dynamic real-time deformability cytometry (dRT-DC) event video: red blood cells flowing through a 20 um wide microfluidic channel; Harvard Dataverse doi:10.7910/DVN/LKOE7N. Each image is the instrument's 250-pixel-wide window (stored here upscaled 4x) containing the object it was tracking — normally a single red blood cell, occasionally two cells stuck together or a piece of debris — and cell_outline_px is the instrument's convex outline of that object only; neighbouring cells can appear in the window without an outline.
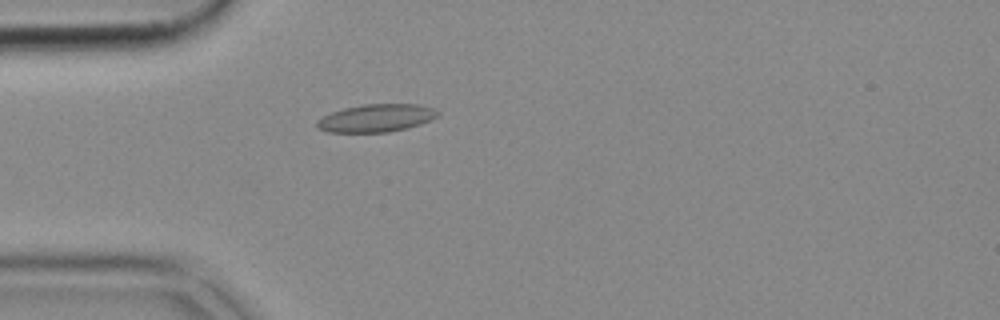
{"species": "common noctule bat (a hibernating species)", "species_latin": "Nyctalus noctula", "temperature_condition": "cold", "stored_images_in_passage": 45, "camera_frame_rate_fps": 3000, "um_per_image_px": 0.085, "animal": {"sex": "female", "body_mass_g": 18.4}, "frame": {"image": 1, "passage_image": 7, "time_ms": 2.0, "image_size_px": [1000, 320], "cell_outline_px": [[440, 112], [432, 120], [420, 124], [388, 132], [328, 132], [316, 128], [316, 120], [332, 112], [344, 108], [364, 104], [416, 104], [436, 108]], "centroid_in_image_um": [31.98, 10.03], "position_along_channel_um": 53.0, "area_um2": 19.54}}
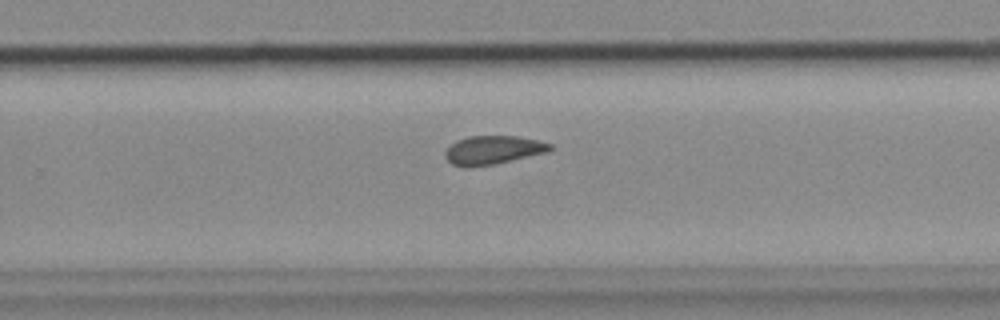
{"frame": {"image": 2, "passage_image": 26, "time_ms": 8.333, "image_size_px": [1000, 320], "cell_outline_px": [[556, 148], [548, 152], [496, 164], [468, 168], [464, 168], [452, 164], [444, 156], [444, 152], [456, 140], [468, 136], [516, 136], [536, 140], [552, 144]], "centroid_in_image_um": [41.91, 12.77], "position_along_channel_um": 287.9, "area_um2": 17.74}}
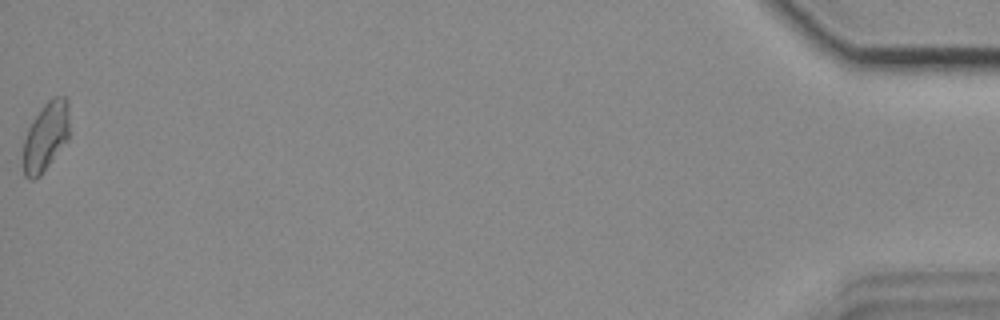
{"frame": {"image": 3, "passage_image": 45, "time_ms": 14.667, "image_size_px": [1000, 320], "cell_outline_px": [[68, 140], [40, 176], [36, 180], [28, 180], [24, 176], [24, 140], [28, 128], [32, 120], [44, 104], [52, 96], [68, 96]], "centroid_in_image_um": [3.89, 11.6], "position_along_channel_um": 431.3, "area_um2": 18.61}}